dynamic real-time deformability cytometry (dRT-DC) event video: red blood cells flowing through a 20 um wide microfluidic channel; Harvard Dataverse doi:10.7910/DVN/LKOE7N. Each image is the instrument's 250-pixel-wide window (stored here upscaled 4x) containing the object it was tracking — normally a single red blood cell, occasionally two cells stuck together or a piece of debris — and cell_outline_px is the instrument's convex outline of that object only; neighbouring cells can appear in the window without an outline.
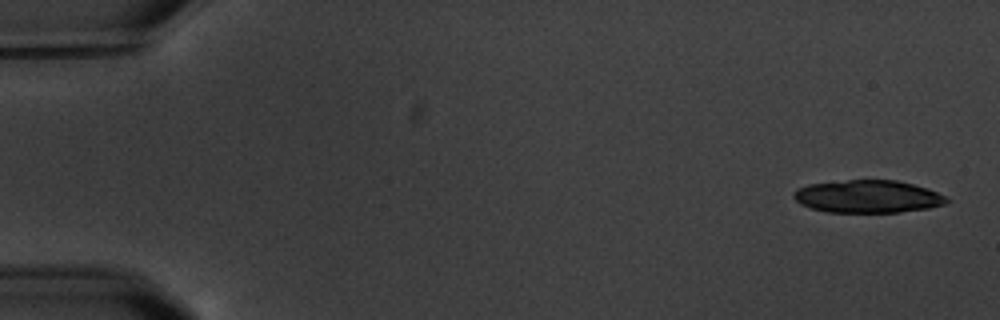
{"species": "common noctule bat (a hibernating species)", "species_latin": "Nyctalus noctula", "temperature_condition": "warm", "stored_images_in_passage": 6, "camera_frame_rate_fps": 3000, "um_per_image_px": 0.085, "animal": {"sex": "male", "body_mass_g": 20.1, "forearm_length_mm": 53.5}, "frame": {"image": 1, "passage_image": 1, "time_ms": 0.0, "image_size_px": [1000, 320], "cell_outline_px": [[952, 200], [948, 204], [928, 208], [900, 212], [828, 212], [812, 208], [800, 204], [792, 196], [792, 192], [796, 188], [808, 184], [848, 180], [896, 180], [928, 188]], "centroid_in_image_um": [73.77, 16.7], "position_along_channel_um": 11.2, "area_um2": 29.25}}